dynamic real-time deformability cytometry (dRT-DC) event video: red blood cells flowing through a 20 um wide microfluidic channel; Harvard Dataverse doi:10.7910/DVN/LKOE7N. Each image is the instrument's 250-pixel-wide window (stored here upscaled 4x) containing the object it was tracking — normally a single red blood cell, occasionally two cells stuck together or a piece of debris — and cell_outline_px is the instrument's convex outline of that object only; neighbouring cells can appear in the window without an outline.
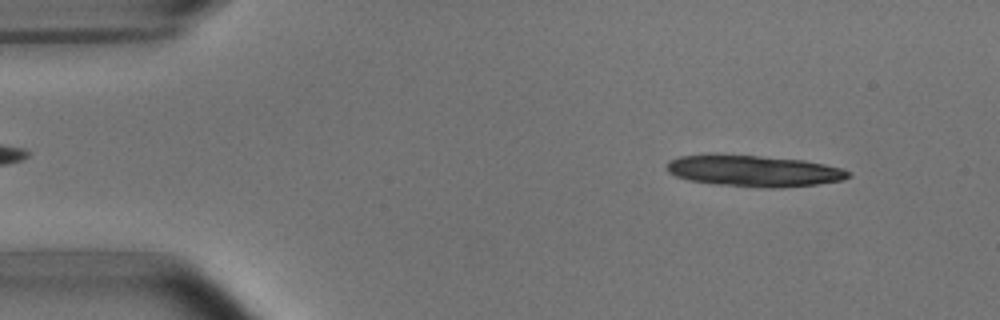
{"species": "common noctule bat (a hibernating species)", "species_latin": "Nyctalus noctula", "temperature_condition": "room temperature", "stored_images_in_passage": 3, "camera_frame_rate_fps": 3000, "um_per_image_px": 0.085, "animal": {"sex": "male", "body_mass_g": 15.6}, "frame": {"image": 1, "passage_image": 1, "time_ms": 0.0, "image_size_px": [1000, 320], "cell_outline_px": [[852, 176], [844, 180], [816, 184], [780, 188], [764, 188], [716, 184], [688, 180], [676, 176], [668, 172], [664, 168], [664, 164], [668, 160], [680, 156], [712, 152], [716, 152], [804, 160], [844, 168], [852, 172]], "centroid_in_image_um": [64.02, 14.5], "position_along_channel_um": 21.0, "area_um2": 34.16}}